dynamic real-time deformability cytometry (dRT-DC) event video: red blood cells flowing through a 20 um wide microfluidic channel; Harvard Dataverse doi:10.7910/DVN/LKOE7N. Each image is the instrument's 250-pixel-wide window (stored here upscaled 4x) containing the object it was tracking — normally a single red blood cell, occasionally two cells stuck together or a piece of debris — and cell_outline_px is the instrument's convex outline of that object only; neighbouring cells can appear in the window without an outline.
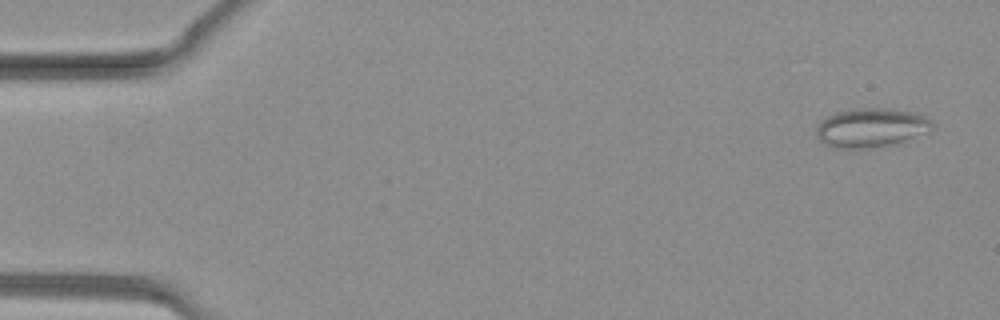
{"species": "common noctule bat (a hibernating species)", "species_latin": "Nyctalus noctula", "temperature_condition": "warm", "stored_images_in_passage": 38, "camera_frame_rate_fps": 3000, "um_per_image_px": 0.085, "animal": {"sex": "female", "body_mass_g": 19.3, "forearm_length_mm": 54.1}, "frame": {"image": 1, "passage_image": 2, "time_ms": 0.333, "image_size_px": [1000, 320], "cell_outline_px": [[932, 128], [904, 140], [892, 144], [868, 148], [836, 148], [824, 144], [816, 136], [816, 128], [820, 120], [824, 116], [836, 112], [856, 108], [888, 108], [912, 112], [924, 116], [932, 120]], "centroid_in_image_um": [73.95, 10.84], "position_along_channel_um": 11.1, "area_um2": 26.18}}
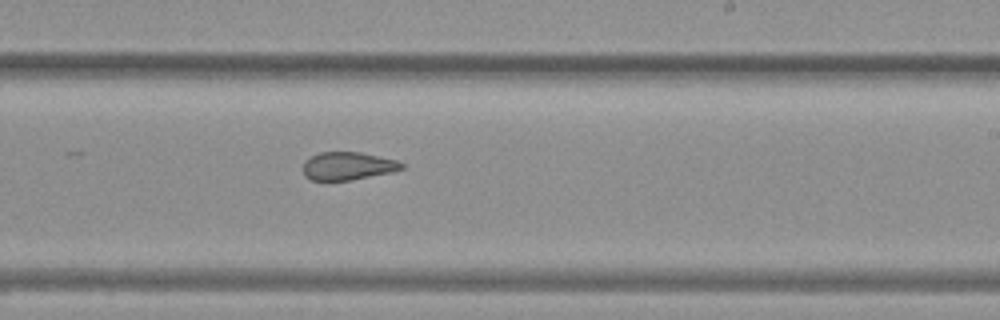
{"frame": {"image": 2, "passage_image": 23, "time_ms": 7.333, "image_size_px": [1000, 320], "cell_outline_px": [[404, 168], [392, 172], [352, 180], [312, 180], [304, 176], [304, 160], [320, 152], [360, 152], [396, 160], [404, 164]], "centroid_in_image_um": [29.57, 14.11], "position_along_channel_um": 259.4, "area_um2": 16.01}}
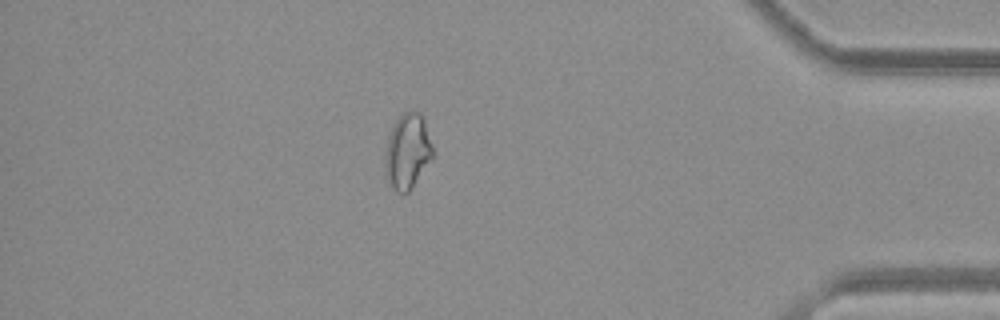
{"frame": {"image": 3, "passage_image": 33, "time_ms": 10.667, "image_size_px": [1000, 320], "cell_outline_px": [[432, 160], [408, 192], [396, 192], [392, 188], [384, 176], [384, 156], [388, 136], [392, 124], [408, 108], [412, 108], [420, 112], [424, 120], [432, 144]], "centroid_in_image_um": [34.61, 12.84], "position_along_channel_um": 400.6, "area_um2": 21.33}}